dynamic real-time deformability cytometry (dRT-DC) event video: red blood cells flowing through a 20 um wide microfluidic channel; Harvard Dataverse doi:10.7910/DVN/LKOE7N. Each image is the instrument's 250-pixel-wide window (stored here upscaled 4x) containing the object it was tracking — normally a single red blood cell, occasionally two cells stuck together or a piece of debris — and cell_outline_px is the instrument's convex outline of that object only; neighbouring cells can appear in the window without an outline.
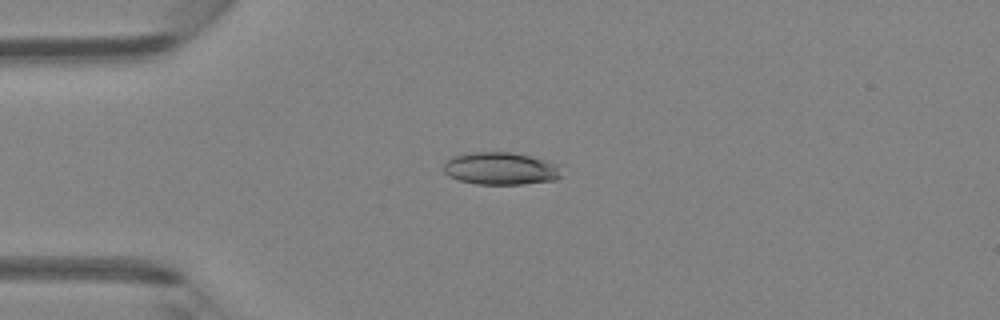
{"species": "Egyptian fruit bat (a non-hibernating species)", "species_latin": "Rousettus aegyptiacus", "temperature_condition": "room temperature", "stored_images_in_passage": 37, "camera_frame_rate_fps": 3000, "um_per_image_px": 0.085, "animal": {"sex": "female"}, "frame": {"image": 1, "passage_image": 3, "time_ms": 0.667, "image_size_px": [1000, 320], "cell_outline_px": [[560, 176], [556, 180], [524, 184], [476, 184], [460, 180], [448, 176], [440, 168], [452, 156], [472, 152], [512, 152], [528, 156], [556, 164]], "centroid_in_image_um": [42.47, 14.33], "position_along_channel_um": 42.5, "area_um2": 22.14}}
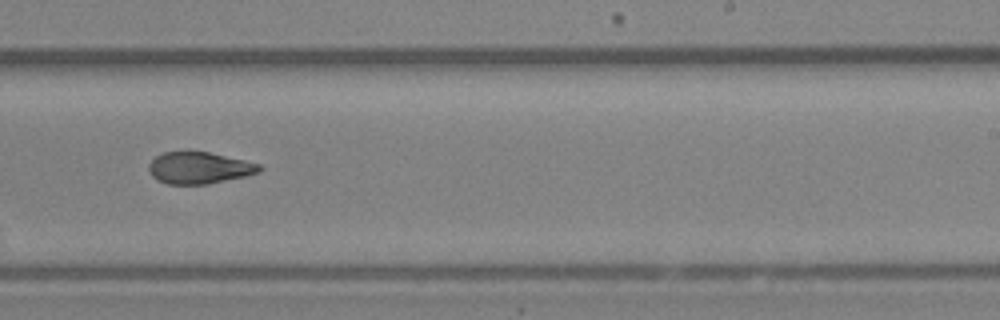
{"frame": {"image": 2, "passage_image": 20, "time_ms": 6.333, "image_size_px": [1000, 320], "cell_outline_px": [[264, 168], [260, 172], [244, 176], [208, 184], [168, 184], [156, 180], [152, 176], [148, 168], [148, 164], [156, 156], [164, 152], [208, 152], [244, 160], [260, 164]], "centroid_in_image_um": [16.93, 14.28], "position_along_channel_um": 272.1, "area_um2": 20.35}}
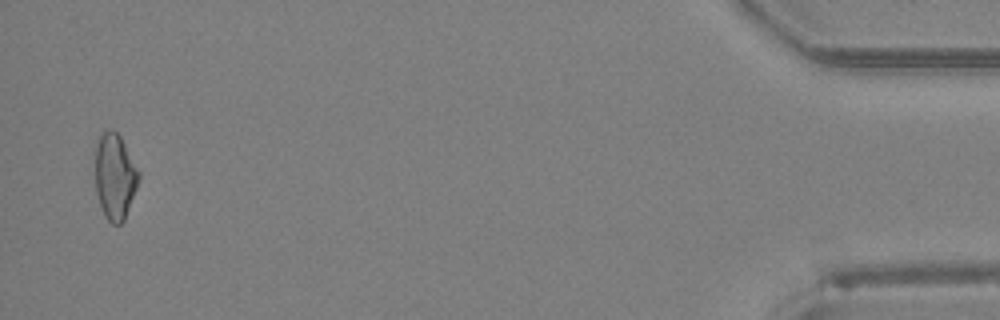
{"frame": {"image": 3, "passage_image": 36, "time_ms": 11.667, "image_size_px": [1000, 320], "cell_outline_px": [[140, 176], [136, 188], [124, 220], [120, 224], [112, 224], [104, 216], [96, 192], [96, 140], [104, 132], [112, 128], [120, 136], [140, 172]], "centroid_in_image_um": [9.76, 15.0], "position_along_channel_um": 425.4, "area_um2": 21.56}}